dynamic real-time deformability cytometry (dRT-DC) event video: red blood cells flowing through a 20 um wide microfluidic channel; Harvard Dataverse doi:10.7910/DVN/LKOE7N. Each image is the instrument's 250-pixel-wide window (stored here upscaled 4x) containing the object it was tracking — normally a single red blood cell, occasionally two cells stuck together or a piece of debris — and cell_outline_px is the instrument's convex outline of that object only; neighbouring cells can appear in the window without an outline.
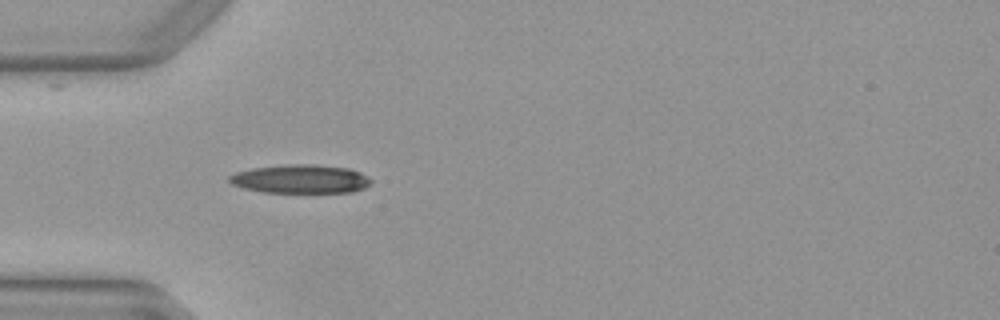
{"species": "Egyptian fruit bat (a non-hibernating species)", "species_latin": "Rousettus aegyptiacus", "temperature_condition": "warm", "stored_images_in_passage": 36, "camera_frame_rate_fps": 3000, "um_per_image_px": 0.085, "animal": {"sex": "female"}, "frame": {"image": 1, "passage_image": 1, "time_ms": 0.0, "image_size_px": [1000, 320], "cell_outline_px": [[372, 180], [364, 188], [352, 192], [264, 192], [244, 188], [232, 184], [228, 180], [228, 176], [236, 172], [252, 168], [292, 164], [312, 164], [348, 168], [360, 172], [368, 176]], "centroid_in_image_um": [25.54, 15.21], "position_along_channel_um": 59.5, "area_um2": 23.52}}
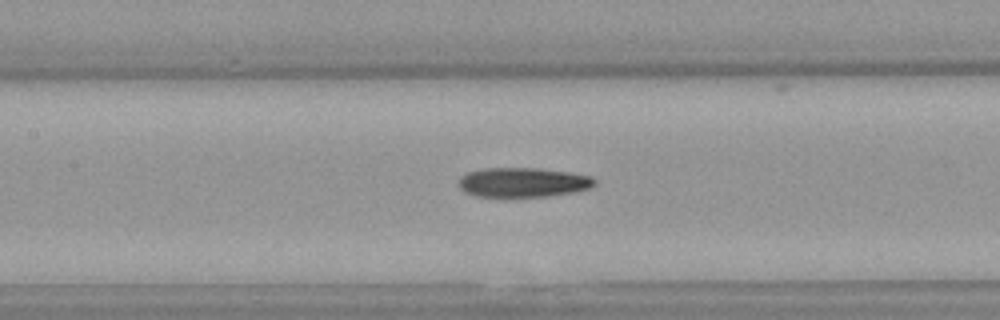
{"frame": {"image": 2, "passage_image": 9, "time_ms": 2.667, "image_size_px": [1000, 320], "cell_outline_px": [[596, 184], [588, 188], [572, 192], [548, 196], [472, 196], [464, 192], [460, 188], [460, 176], [468, 172], [484, 168], [536, 168], [568, 172], [592, 176], [596, 180]], "centroid_in_image_um": [44.44, 15.49], "position_along_channel_um": 163.0, "area_um2": 23.24}}
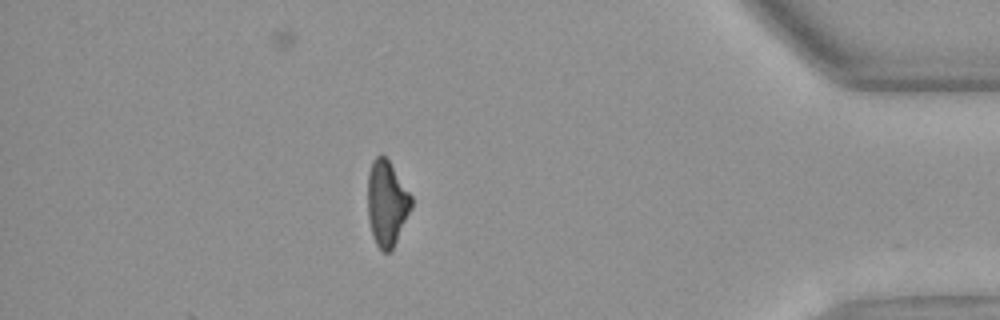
{"frame": {"image": 3, "passage_image": 30, "time_ms": 9.667, "image_size_px": [1000, 320], "cell_outline_px": [[412, 208], [392, 248], [388, 252], [384, 252], [376, 244], [372, 236], [368, 220], [368, 172], [372, 160], [380, 152], [388, 160], [412, 196]], "centroid_in_image_um": [32.86, 17.25], "position_along_channel_um": 402.3, "area_um2": 21.62}, "authors_computed_cell_mechanics": {"area_um2": 23.5246, "velocity_mm_per_s": 4.0211, "shape_relaxation_time_tau1_ms": null, "shape_relaxation_time_tau2_ms": 5.5092, "deformation_change_tau1": null, "deformation_change_tau2": 0.1745}}